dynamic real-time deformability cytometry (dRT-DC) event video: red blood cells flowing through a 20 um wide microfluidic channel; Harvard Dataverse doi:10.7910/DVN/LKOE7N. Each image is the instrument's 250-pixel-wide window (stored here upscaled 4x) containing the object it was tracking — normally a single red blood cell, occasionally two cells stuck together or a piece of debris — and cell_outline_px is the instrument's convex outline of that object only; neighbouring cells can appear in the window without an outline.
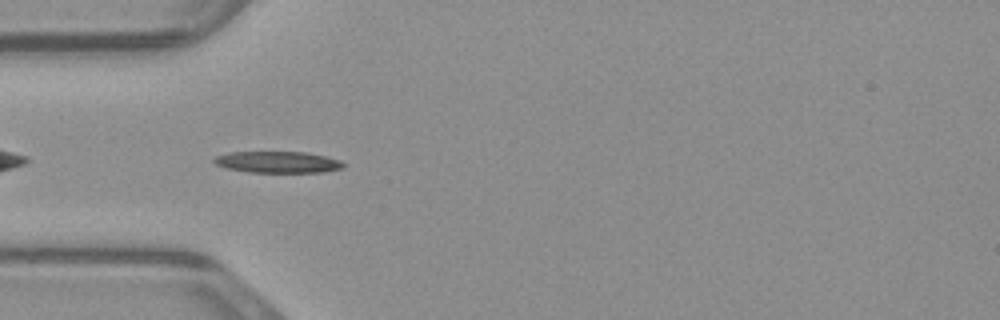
{"species": "common noctule bat (a hibernating species)", "species_latin": "Nyctalus noctula", "temperature_condition": "warm", "stored_images_in_passage": 37, "camera_frame_rate_fps": 3000, "um_per_image_px": 0.085, "animal": {"sex": "male", "body_mass_g": 23.1, "forearm_length_mm": 52.7}, "frame": {"image": 1, "passage_image": 3, "time_ms": 0.667, "image_size_px": [1000, 320], "cell_outline_px": [[344, 168], [324, 172], [248, 172], [228, 168], [216, 164], [212, 160], [216, 156], [228, 152], [308, 152], [340, 160], [344, 164]], "centroid_in_image_um": [23.62, 13.77], "position_along_channel_um": 61.4, "area_um2": 16.13}}
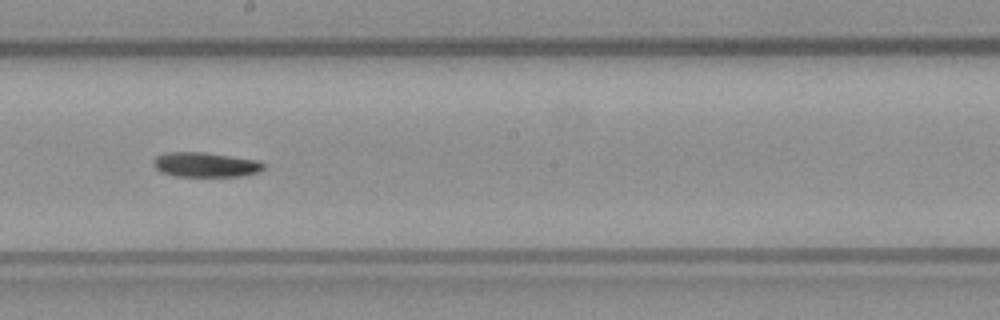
{"frame": {"image": 2, "passage_image": 15, "time_ms": 4.667, "image_size_px": [1000, 320], "cell_outline_px": [[264, 168], [256, 172], [244, 176], [176, 176], [160, 172], [156, 168], [152, 160], [156, 156], [168, 152], [204, 152], [256, 160], [264, 164]], "centroid_in_image_um": [17.43, 14.0], "position_along_channel_um": 230.8, "area_um2": 15.72}}
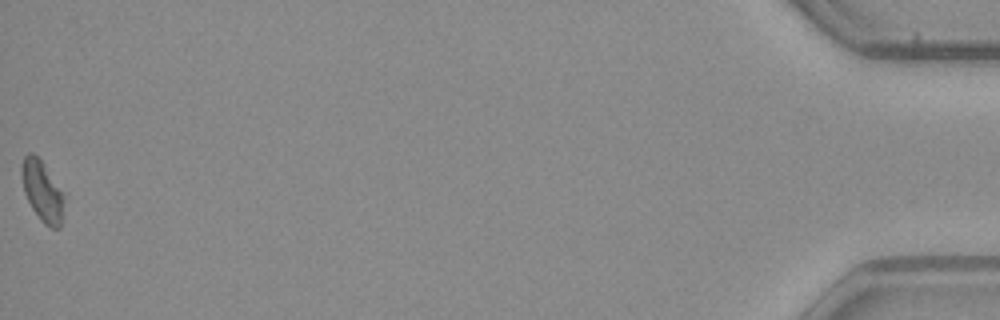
{"frame": {"image": 3, "passage_image": 37, "time_ms": 12.0, "image_size_px": [1000, 320], "cell_outline_px": [[68, 192], [60, 228], [52, 228], [44, 224], [40, 220], [32, 208], [24, 192], [20, 172], [20, 168], [24, 156], [28, 152], [32, 152], [44, 164]], "centroid_in_image_um": [3.67, 16.24], "position_along_channel_um": 431.5, "area_um2": 15.9}}